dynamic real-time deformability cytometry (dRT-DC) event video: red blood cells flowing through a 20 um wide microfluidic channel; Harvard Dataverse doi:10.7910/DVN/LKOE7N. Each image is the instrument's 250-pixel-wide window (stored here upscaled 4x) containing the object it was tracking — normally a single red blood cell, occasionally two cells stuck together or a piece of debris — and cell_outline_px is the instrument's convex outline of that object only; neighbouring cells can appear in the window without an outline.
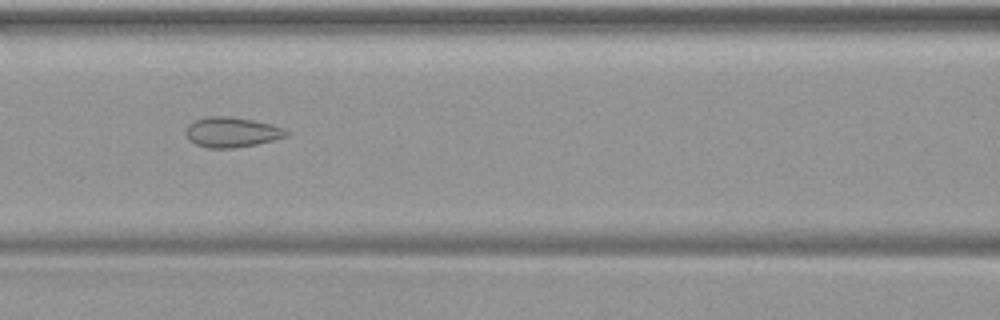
{"species": "common noctule bat (a hibernating species)", "species_latin": "Nyctalus noctula", "temperature_condition": "warm", "stored_images_in_passage": 49, "segment_of_instrument_passage": [2, 2], "camera_frame_rate_fps": 3000, "um_per_image_px": 0.085, "animal": {"sex": "female", "body_mass_g": 19.9}, "frame": {"image": 1, "passage_image": 22, "time_ms": 7.0, "image_size_px": [1000, 320], "cell_outline_px": [[288, 136], [256, 144], [232, 148], [208, 148], [196, 144], [188, 140], [188, 124], [196, 120], [208, 116], [232, 116], [272, 124], [284, 128], [288, 132]], "centroid_in_image_um": [19.72, 11.23], "position_along_channel_um": 146.9, "area_um2": 17.46}}
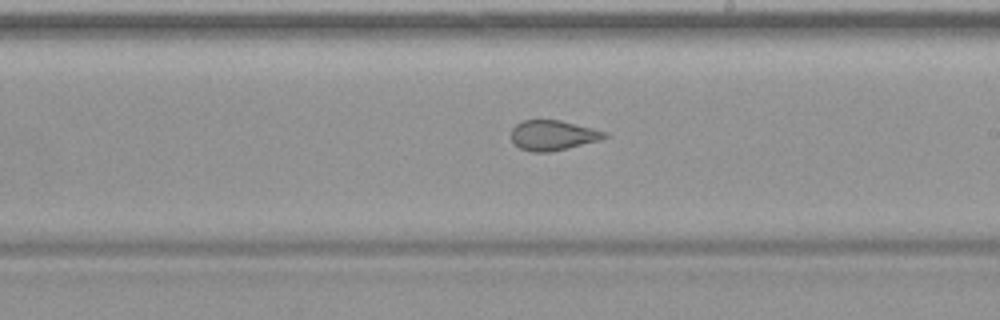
{"frame": {"image": 2, "passage_image": 29, "time_ms": 9.333, "image_size_px": [1000, 320], "cell_outline_px": [[612, 136], [600, 140], [568, 148], [548, 152], [532, 152], [520, 148], [512, 140], [512, 128], [520, 120], [560, 120], [608, 132]], "centroid_in_image_um": [47.03, 11.49], "position_along_channel_um": 242.0, "area_um2": 16.42}}
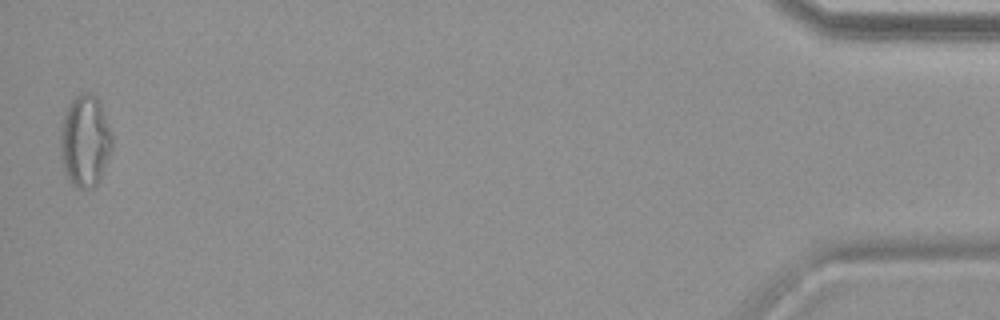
{"frame": {"image": 3, "passage_image": 49, "time_ms": 16.0, "image_size_px": [1000, 320], "cell_outline_px": [[112, 152], [100, 180], [92, 188], [80, 188], [72, 184], [64, 172], [60, 156], [60, 128], [64, 112], [68, 104], [80, 92], [84, 92], [96, 96], [100, 104], [112, 132]], "centroid_in_image_um": [7.22, 11.99], "position_along_channel_um": 428.0, "area_um2": 28.09}}